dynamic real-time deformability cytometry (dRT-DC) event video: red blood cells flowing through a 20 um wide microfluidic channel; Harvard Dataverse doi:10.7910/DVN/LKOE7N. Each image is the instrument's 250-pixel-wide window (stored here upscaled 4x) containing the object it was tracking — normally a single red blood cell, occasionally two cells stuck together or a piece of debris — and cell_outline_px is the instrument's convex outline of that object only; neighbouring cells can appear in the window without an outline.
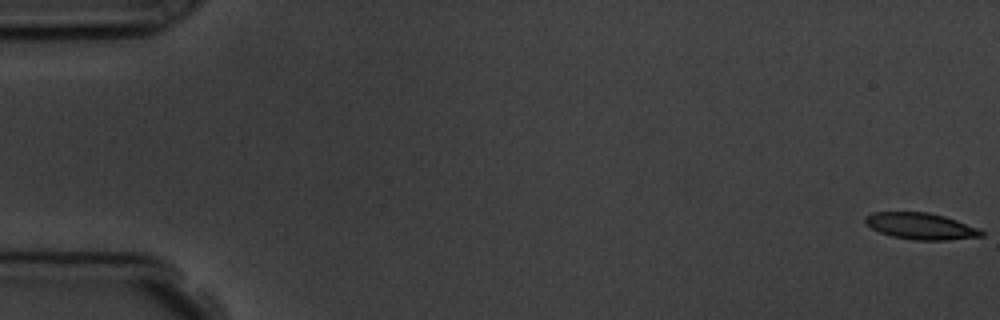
{"species": "common noctule bat (a hibernating species)", "species_latin": "Nyctalus noctula", "temperature_condition": "room temperature", "stored_images_in_passage": 7, "camera_frame_rate_fps": 3000, "um_per_image_px": 0.085, "animal": {"sex": "male", "body_mass_g": 19.5, "forearm_length_mm": 54.6}, "frame": {"image": 1, "passage_image": 1, "time_ms": 0.0, "image_size_px": [1000, 320], "cell_outline_px": [[984, 236], [944, 240], [916, 240], [892, 236], [880, 232], [864, 224], [864, 216], [872, 212], [928, 212], [944, 216], [980, 228], [984, 232]], "centroid_in_image_um": [78.25, 19.21], "position_along_channel_um": 6.7, "area_um2": 17.98}}
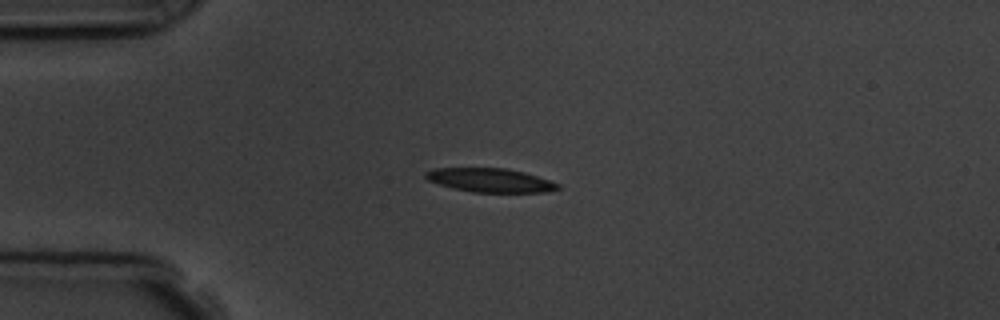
{"frame": {"image": 2, "passage_image": 5, "time_ms": 4.333, "image_size_px": [1000, 320], "cell_outline_px": [[560, 188], [548, 192], [472, 192], [452, 188], [428, 180], [424, 176], [424, 172], [432, 168], [504, 168], [524, 172], [560, 184]], "centroid_in_image_um": [41.64, 15.32], "position_along_channel_um": 43.4, "area_um2": 18.32}}